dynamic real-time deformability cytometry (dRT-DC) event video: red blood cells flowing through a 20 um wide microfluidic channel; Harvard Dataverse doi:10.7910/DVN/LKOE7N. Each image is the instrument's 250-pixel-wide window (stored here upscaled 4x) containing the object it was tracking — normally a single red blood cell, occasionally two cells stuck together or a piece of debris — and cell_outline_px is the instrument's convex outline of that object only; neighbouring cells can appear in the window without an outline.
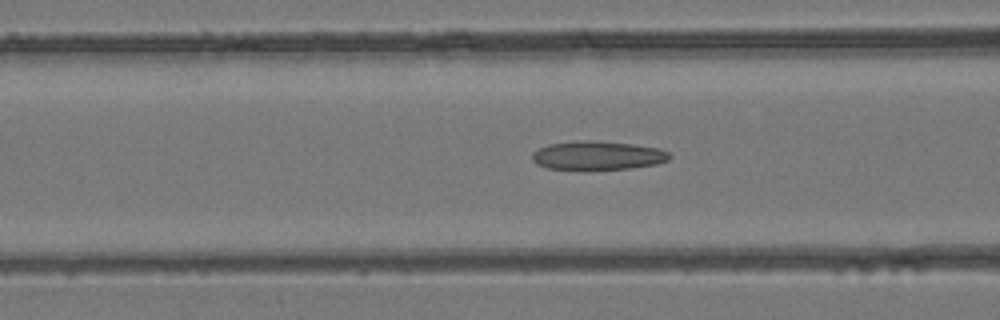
{"species": "common noctule bat (a hibernating species)", "species_latin": "Nyctalus noctula", "temperature_condition": "room temperature", "stored_images_in_passage": 30, "camera_frame_rate_fps": 3000, "um_per_image_px": 0.085, "animal": {"sex": "female", "body_mass_g": 24.6, "forearm_length_mm": 56.2}, "frame": {"image": 1, "passage_image": 11, "time_ms": 3.333, "image_size_px": [1000, 320], "cell_outline_px": [[672, 156], [668, 160], [656, 164], [628, 168], [576, 172], [548, 168], [536, 164], [532, 160], [532, 152], [548, 144], [576, 140], [592, 140], [632, 144], [660, 148], [668, 152]], "centroid_in_image_um": [50.74, 13.24], "position_along_channel_um": 115.9, "area_um2": 23.81}}
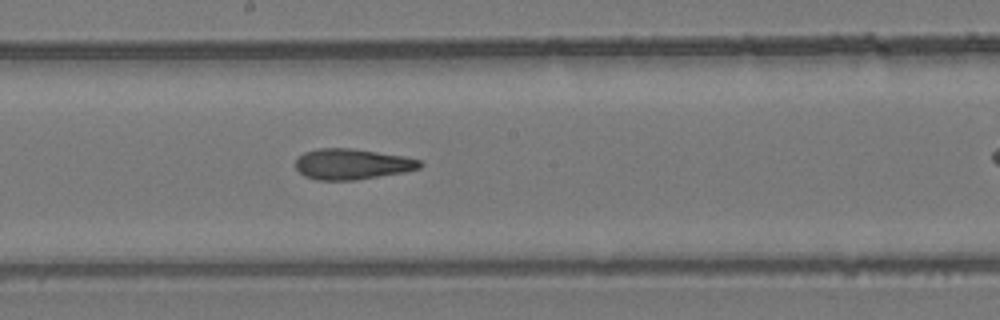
{"frame": {"image": 2, "passage_image": 18, "time_ms": 5.667, "image_size_px": [1000, 320], "cell_outline_px": [[424, 164], [420, 168], [404, 172], [356, 180], [316, 180], [304, 176], [296, 168], [296, 160], [304, 152], [320, 148], [352, 148], [404, 156], [420, 160]], "centroid_in_image_um": [29.94, 13.95], "position_along_channel_um": 218.3, "area_um2": 22.25}}
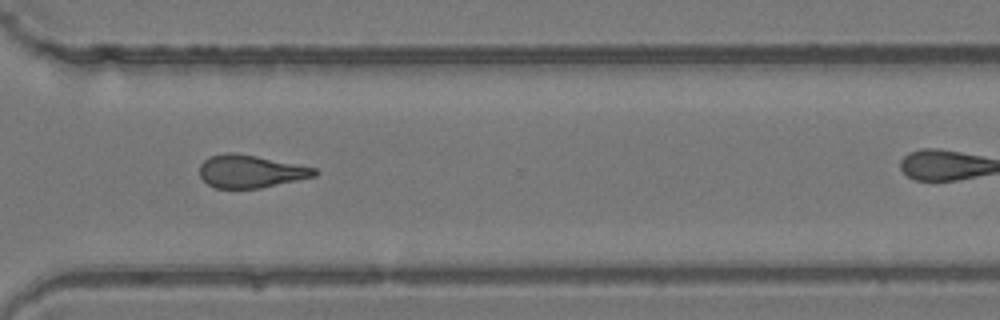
{"frame": {"image": 3, "passage_image": 27, "time_ms": 8.667, "image_size_px": [1000, 320], "cell_outline_px": [[320, 172], [316, 176], [260, 188], [216, 188], [208, 184], [200, 176], [200, 164], [208, 156], [228, 152], [256, 156], [316, 168]], "centroid_in_image_um": [21.29, 14.57], "position_along_channel_um": 349.3, "area_um2": 21.79}}